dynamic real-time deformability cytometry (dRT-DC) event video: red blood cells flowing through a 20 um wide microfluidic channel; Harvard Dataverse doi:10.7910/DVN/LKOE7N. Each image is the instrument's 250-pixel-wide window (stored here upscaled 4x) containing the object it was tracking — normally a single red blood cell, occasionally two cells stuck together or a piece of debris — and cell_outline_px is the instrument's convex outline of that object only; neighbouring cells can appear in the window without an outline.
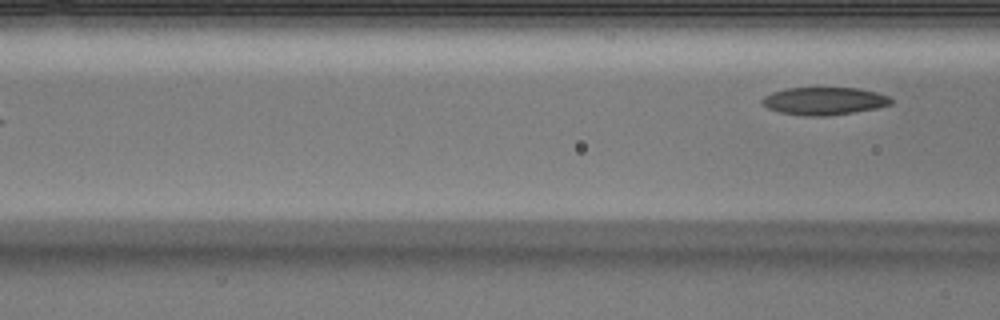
{"species": "Egyptian fruit bat (a non-hibernating species)", "species_latin": "Rousettus aegyptiacus", "temperature_condition": "warm", "stored_images_in_passage": 6, "segment_of_instrument_passage": [2, 2], "camera_frame_rate_fps": 3000, "um_per_image_px": 0.085, "animal": {"sex": "male"}, "frame": {"image": 1, "passage_image": 6, "time_ms": 1.667, "image_size_px": [1000, 320], "cell_outline_px": [[892, 104], [876, 108], [828, 116], [804, 116], [780, 112], [768, 108], [760, 100], [764, 96], [772, 92], [788, 88], [856, 88], [876, 92], [888, 96], [892, 100]], "centroid_in_image_um": [70.04, 8.59], "position_along_channel_um": 96.6, "area_um2": 20.63}}